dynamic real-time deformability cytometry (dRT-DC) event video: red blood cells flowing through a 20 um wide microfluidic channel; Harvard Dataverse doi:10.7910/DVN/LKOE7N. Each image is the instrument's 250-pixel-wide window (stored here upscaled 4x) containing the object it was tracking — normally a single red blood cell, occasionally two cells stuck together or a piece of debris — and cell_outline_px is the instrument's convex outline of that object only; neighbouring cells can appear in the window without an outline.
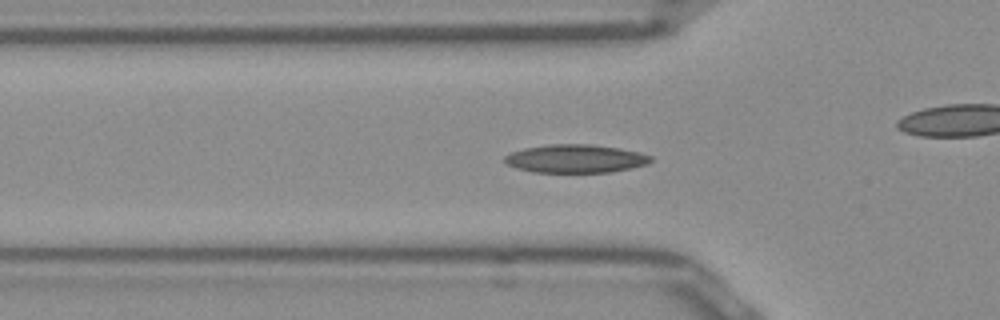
{"species": "Egyptian fruit bat (a non-hibernating species)", "species_latin": "Rousettus aegyptiacus", "temperature_condition": "room temperature", "stored_images_in_passage": 51, "camera_frame_rate_fps": 3000, "um_per_image_px": 0.085, "frame": {"image": 1, "passage_image": 15, "time_ms": 4.667, "image_size_px": [1000, 320], "cell_outline_px": [[652, 160], [648, 164], [632, 168], [608, 172], [536, 172], [516, 168], [508, 164], [504, 160], [504, 156], [512, 152], [524, 148], [548, 144], [592, 144], [620, 148], [640, 152], [652, 156]], "centroid_in_image_um": [48.95, 13.48], "position_along_channel_um": 76.8, "area_um2": 24.1}}
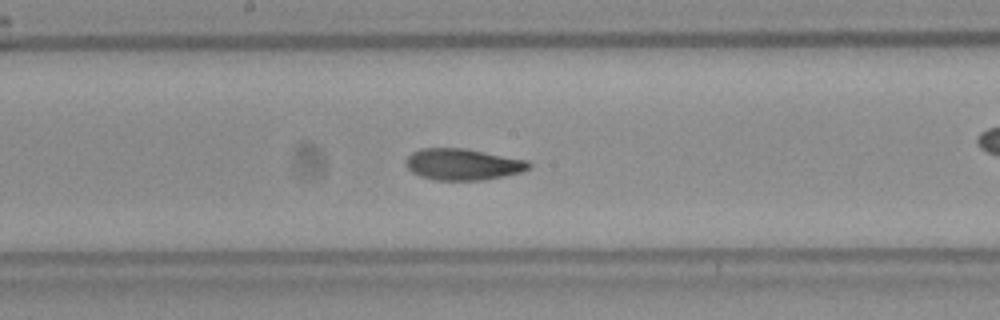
{"frame": {"image": 2, "passage_image": 25, "time_ms": 8.0, "image_size_px": [1000, 320], "cell_outline_px": [[532, 168], [520, 172], [504, 176], [484, 180], [436, 180], [420, 176], [412, 172], [404, 164], [404, 160], [412, 152], [420, 148], [464, 148], [528, 160], [532, 164]], "centroid_in_image_um": [39.34, 13.97], "position_along_channel_um": 208.9, "area_um2": 22.72}}
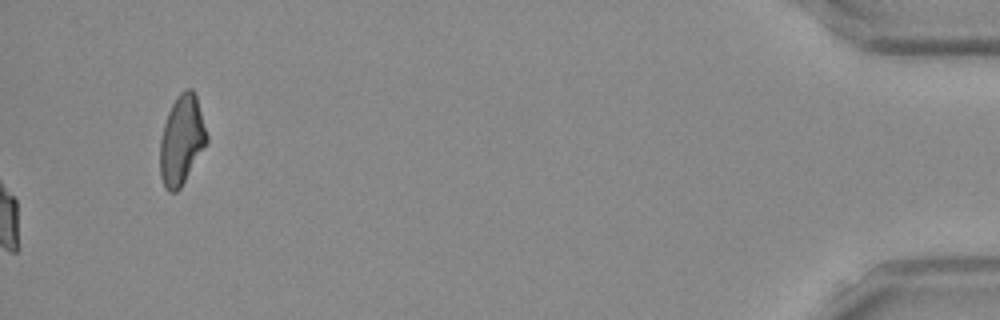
{"frame": {"image": 3, "passage_image": 51, "time_ms": 16.667, "image_size_px": [1000, 320], "cell_outline_px": [[208, 140], [180, 188], [176, 192], [168, 192], [164, 188], [160, 176], [160, 140], [164, 124], [168, 112], [176, 96], [180, 92], [188, 88], [192, 88], [196, 96], [208, 136]], "centroid_in_image_um": [15.42, 11.9], "position_along_channel_um": 419.8, "area_um2": 24.1}, "authors_computed_cell_mechanics": {"area_um2": 22.5998, "velocity_mm_per_s": 3.9259, "shape_relaxation_time_tau1_ms": 7.3075, "shape_relaxation_time_tau2_ms": 1.8546, "deformation_change_tau1": 0.1902, "deformation_change_tau2": 0.0693}}